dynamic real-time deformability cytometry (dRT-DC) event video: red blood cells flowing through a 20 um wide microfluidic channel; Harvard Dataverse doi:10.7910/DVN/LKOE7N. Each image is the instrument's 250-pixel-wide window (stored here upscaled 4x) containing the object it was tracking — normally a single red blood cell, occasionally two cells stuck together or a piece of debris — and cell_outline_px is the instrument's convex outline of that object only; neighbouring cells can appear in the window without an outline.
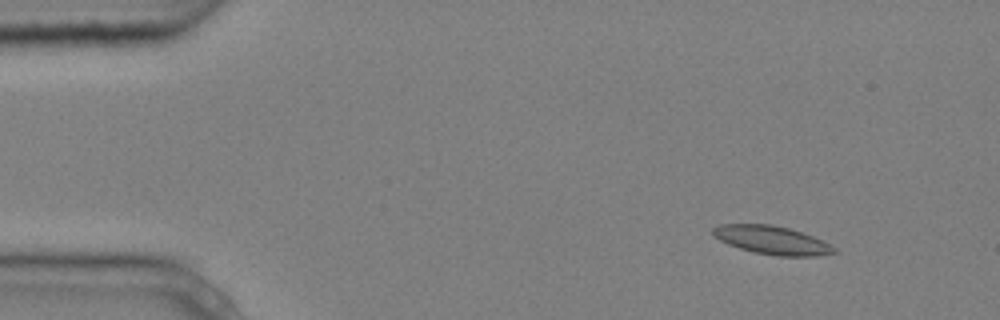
{"species": "common noctule bat (a hibernating species)", "species_latin": "Nyctalus noctula", "temperature_condition": "cold", "stored_images_in_passage": 4, "camera_frame_rate_fps": 3000, "um_per_image_px": 0.085, "animal": {"sex": "male", "body_mass_g": 20.4}, "frame": {"image": 1, "passage_image": 1, "time_ms": 0.0, "image_size_px": [1000, 320], "cell_outline_px": [[840, 252], [820, 256], [776, 256], [752, 252], [728, 244], [712, 236], [712, 228], [720, 224], [768, 224], [788, 228], [812, 236], [836, 248]], "centroid_in_image_um": [65.6, 20.42], "position_along_channel_um": 19.4, "area_um2": 20.06}}